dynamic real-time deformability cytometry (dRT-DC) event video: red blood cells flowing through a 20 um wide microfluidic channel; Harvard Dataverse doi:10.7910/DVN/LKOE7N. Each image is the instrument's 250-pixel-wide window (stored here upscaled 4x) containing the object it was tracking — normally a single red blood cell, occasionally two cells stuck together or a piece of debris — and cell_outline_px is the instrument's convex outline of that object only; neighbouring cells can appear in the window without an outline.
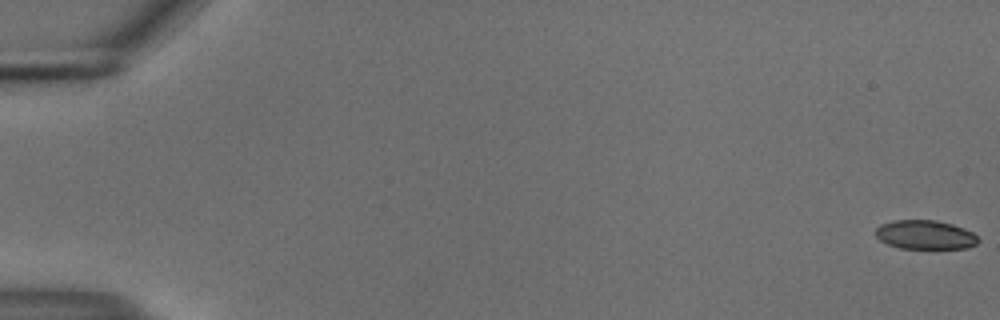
{"species": "common noctule bat (a hibernating species)", "species_latin": "Nyctalus noctula", "temperature_condition": "cold", "stored_images_in_passage": 56, "camera_frame_rate_fps": 3000, "um_per_image_px": 0.085, "animal": {"sex": "male", "body_mass_g": 18.8}, "frame": {"image": 1, "passage_image": 1, "time_ms": 0.0, "image_size_px": [1000, 320], "cell_outline_px": [[980, 240], [976, 244], [968, 248], [900, 248], [888, 244], [880, 240], [876, 236], [876, 228], [880, 224], [896, 220], [932, 220], [952, 224], [964, 228], [972, 232]], "centroid_in_image_um": [78.64, 19.95], "position_along_channel_um": 6.4, "area_um2": 17.22}}
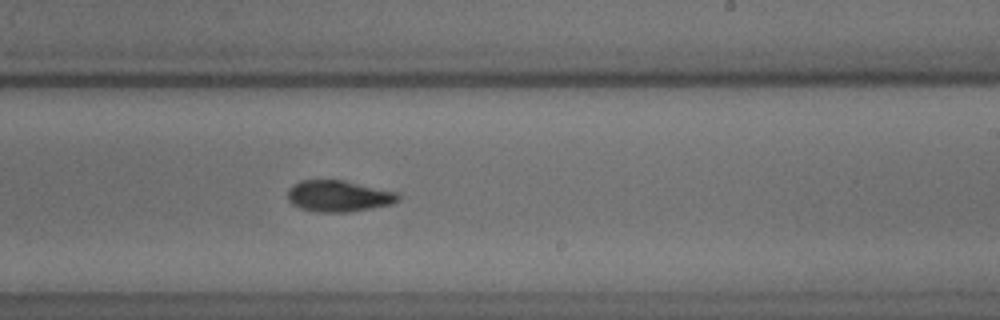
{"frame": {"image": 2, "passage_image": 35, "time_ms": 11.333, "image_size_px": [1000, 320], "cell_outline_px": [[400, 200], [392, 204], [348, 212], [316, 212], [300, 208], [292, 204], [288, 200], [288, 188], [292, 184], [300, 180], [344, 180], [400, 192]], "centroid_in_image_um": [28.8, 16.65], "position_along_channel_um": 260.2, "area_um2": 20.46}}
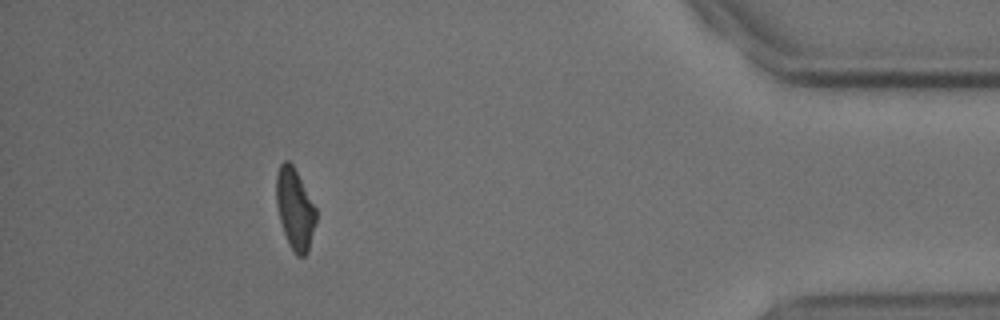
{"frame": {"image": 3, "passage_image": 51, "time_ms": 16.667, "image_size_px": [1000, 320], "cell_outline_px": [[316, 220], [308, 252], [304, 256], [296, 256], [288, 244], [280, 220], [276, 204], [276, 176], [280, 164], [284, 160], [288, 160], [292, 164], [316, 208]], "centroid_in_image_um": [25.06, 17.77], "position_along_channel_um": 410.1, "area_um2": 18.61}, "authors_computed_cell_mechanics": {"area_um2": 19.3341, "velocity_mm_per_s": 3.7082, "shape_relaxation_time_tau1_ms": 4.5825, "shape_relaxation_time_tau2_ms": 7.1653, "deformation_change_tau1": 0.1242, "deformation_change_tau2": 0.128}}